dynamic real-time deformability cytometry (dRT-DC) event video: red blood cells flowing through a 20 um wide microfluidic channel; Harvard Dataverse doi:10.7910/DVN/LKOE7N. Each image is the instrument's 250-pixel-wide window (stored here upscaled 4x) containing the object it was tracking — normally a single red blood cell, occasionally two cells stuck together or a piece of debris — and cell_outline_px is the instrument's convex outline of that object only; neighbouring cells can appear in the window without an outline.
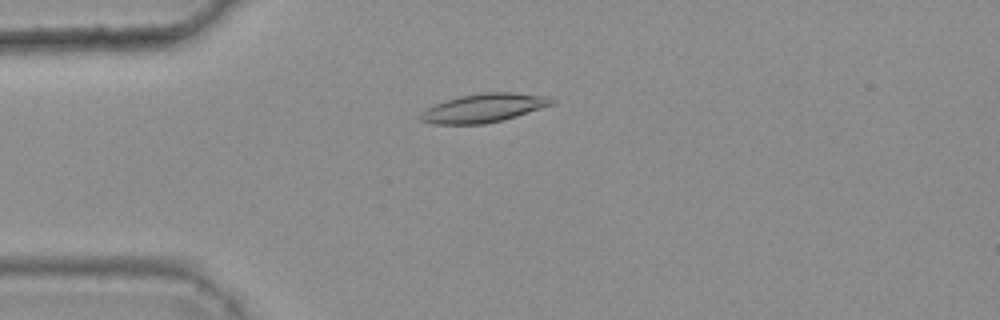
{"species": "common noctule bat (a hibernating species)", "species_latin": "Nyctalus noctula", "temperature_condition": "warm", "stored_images_in_passage": 49, "camera_frame_rate_fps": 3000, "um_per_image_px": 0.085, "animal": {"sex": "female", "body_mass_g": 25.1}, "frame": {"image": 1, "passage_image": 14, "time_ms": 4.333, "image_size_px": [1000, 320], "cell_outline_px": [[556, 104], [504, 120], [484, 124], [432, 124], [420, 120], [416, 116], [420, 112], [436, 104], [460, 96], [484, 92], [512, 92], [548, 96], [556, 100]], "centroid_in_image_um": [41.15, 9.18], "position_along_channel_um": 43.8, "area_um2": 22.14}}
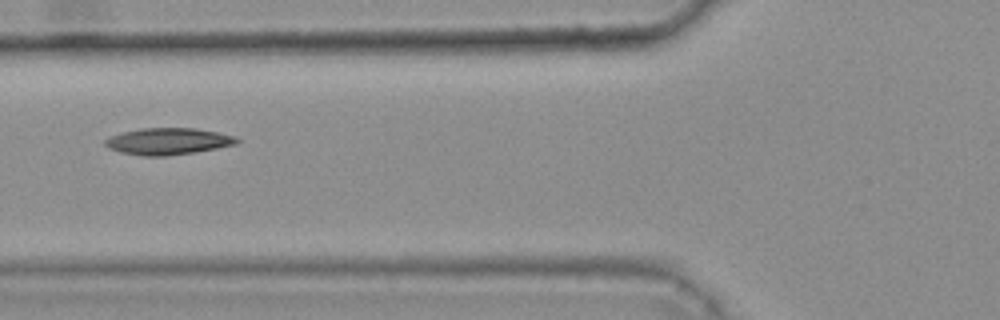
{"frame": {"image": 2, "passage_image": 21, "time_ms": 6.667, "image_size_px": [1000, 320], "cell_outline_px": [[240, 140], [236, 144], [196, 152], [164, 156], [144, 156], [120, 152], [108, 148], [104, 144], [104, 140], [112, 136], [124, 132], [140, 128], [196, 128], [236, 136]], "centroid_in_image_um": [14.29, 12.01], "position_along_channel_um": 111.5, "area_um2": 20.4}}
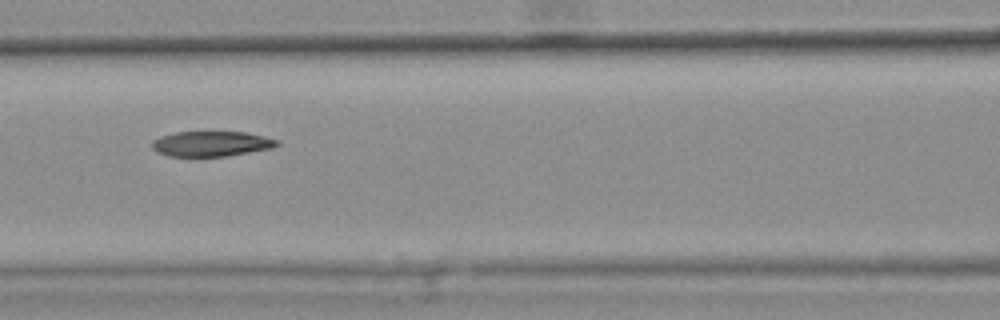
{"frame": {"image": 3, "passage_image": 24, "time_ms": 7.667, "image_size_px": [1000, 320], "cell_outline_px": [[280, 144], [272, 148], [224, 156], [168, 156], [156, 152], [152, 148], [152, 140], [160, 136], [176, 132], [244, 132], [264, 136], [280, 140]], "centroid_in_image_um": [17.95, 12.21], "position_along_channel_um": 148.7, "area_um2": 18.32}, "authors_computed_cell_mechanics": {"area_um2": 20.0566, "velocity_mm_per_s": 3.7113, "shape_relaxation_time_tau1_ms": null, "shape_relaxation_time_tau2_ms": 3.3077, "deformation_change_tau1": null, "deformation_change_tau2": 0.0934}}